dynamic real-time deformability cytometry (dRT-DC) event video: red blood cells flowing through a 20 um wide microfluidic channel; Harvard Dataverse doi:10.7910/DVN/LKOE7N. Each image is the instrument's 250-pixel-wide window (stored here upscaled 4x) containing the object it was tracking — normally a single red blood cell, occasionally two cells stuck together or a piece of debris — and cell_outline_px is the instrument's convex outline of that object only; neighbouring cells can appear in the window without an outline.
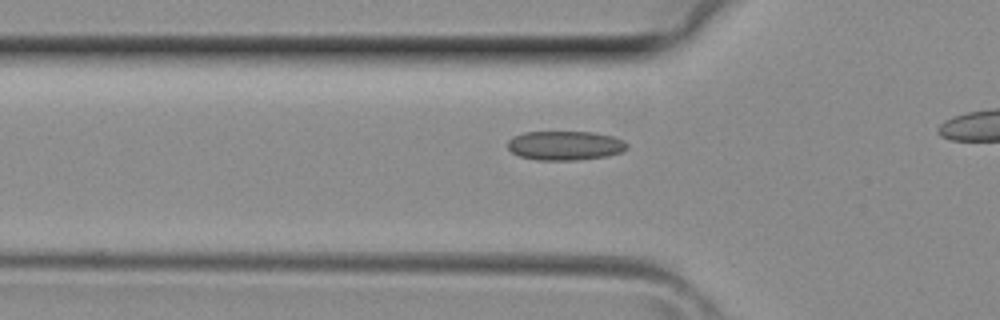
{"species": "common noctule bat (a hibernating species)", "species_latin": "Nyctalus noctula", "temperature_condition": "room temperature", "stored_images_in_passage": 17, "camera_frame_rate_fps": 3000, "um_per_image_px": 0.085, "animal": {"sex": "female", "body_mass_g": 29.2, "forearm_length_mm": 56.3}, "frame": {"image": 1, "passage_image": 10, "time_ms": 3.0, "image_size_px": [1000, 320], "cell_outline_px": [[628, 148], [620, 152], [608, 156], [572, 160], [536, 160], [520, 156], [512, 152], [508, 148], [508, 140], [512, 136], [524, 132], [592, 132], [612, 136], [624, 140], [628, 144]], "centroid_in_image_um": [48.02, 12.37], "position_along_channel_um": 77.8, "area_um2": 20.35}}
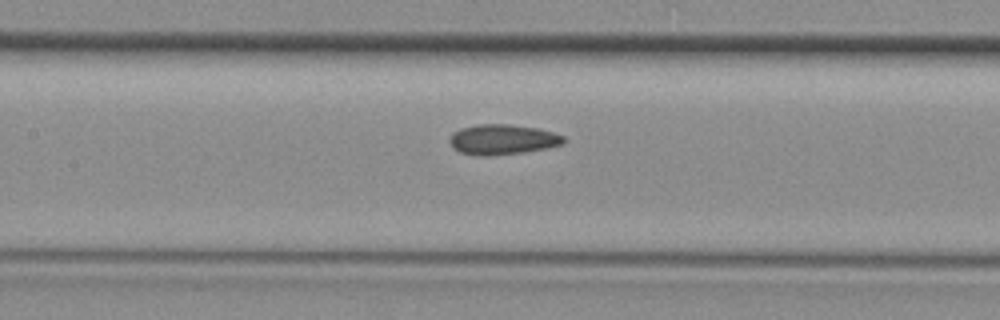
{"frame": {"image": 2, "passage_image": 15, "time_ms": 4.667, "image_size_px": [1000, 320], "cell_outline_px": [[564, 144], [524, 152], [484, 156], [460, 152], [448, 140], [452, 132], [460, 128], [476, 124], [508, 124], [540, 128], [564, 136]], "centroid_in_image_um": [42.71, 11.83], "position_along_channel_um": 164.7, "area_um2": 19.94}}